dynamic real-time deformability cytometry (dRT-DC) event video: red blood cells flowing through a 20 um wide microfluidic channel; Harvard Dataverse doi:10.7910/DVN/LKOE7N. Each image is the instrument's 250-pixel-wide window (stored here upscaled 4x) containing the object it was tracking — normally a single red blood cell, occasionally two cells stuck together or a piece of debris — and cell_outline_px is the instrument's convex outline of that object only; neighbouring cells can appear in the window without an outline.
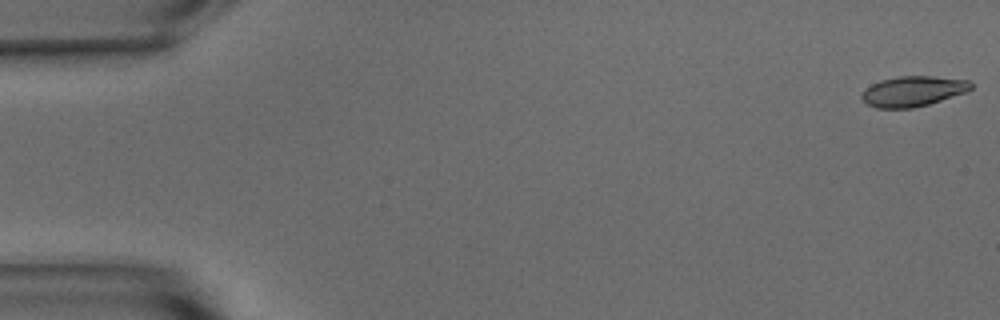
{"species": "common noctule bat (a hibernating species)", "species_latin": "Nyctalus noctula", "temperature_condition": "warm", "stored_images_in_passage": 53, "camera_frame_rate_fps": 3000, "um_per_image_px": 0.085, "animal": {"sex": "male", "body_mass_g": 15.6}, "frame": {"image": 1, "passage_image": 1, "time_ms": 0.0, "image_size_px": [1000, 320], "cell_outline_px": [[972, 88], [968, 92], [928, 104], [912, 108], [876, 108], [868, 104], [860, 96], [872, 84], [880, 80], [900, 76], [932, 76], [968, 80], [972, 84]], "centroid_in_image_um": [77.64, 7.75], "position_along_channel_um": 7.4, "area_um2": 19.13}}
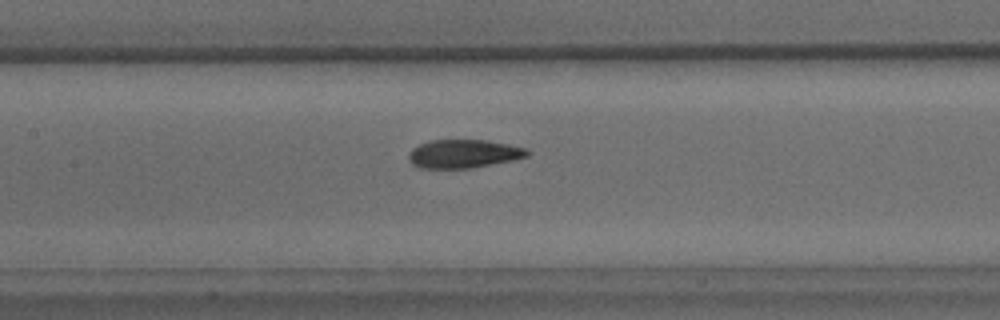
{"frame": {"image": 2, "passage_image": 25, "time_ms": 8.0, "image_size_px": [1000, 320], "cell_outline_px": [[532, 152], [528, 156], [512, 160], [472, 168], [420, 168], [412, 164], [408, 160], [408, 152], [412, 148], [428, 140], [488, 140], [528, 148]], "centroid_in_image_um": [39.41, 13.06], "position_along_channel_um": 168.0, "area_um2": 19.88}}
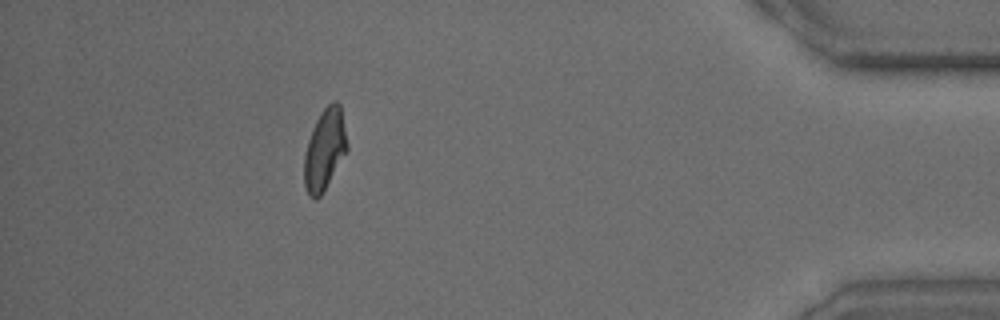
{"frame": {"image": 3, "passage_image": 48, "time_ms": 15.667, "image_size_px": [1000, 320], "cell_outline_px": [[348, 148], [320, 196], [316, 200], [308, 196], [304, 184], [304, 156], [308, 140], [312, 128], [320, 112], [332, 100], [336, 100], [340, 104], [348, 144]], "centroid_in_image_um": [27.58, 12.68], "position_along_channel_um": 407.6, "area_um2": 20.17}, "authors_computed_cell_mechanics": {"area_um2": 20.1144, "velocity_mm_per_s": 3.7998, "shape_relaxation_time_tau1_ms": 6.6769, "shape_relaxation_time_tau2_ms": 1.6831, "deformation_change_tau1": 0.1981, "deformation_change_tau2": 0.0722}}